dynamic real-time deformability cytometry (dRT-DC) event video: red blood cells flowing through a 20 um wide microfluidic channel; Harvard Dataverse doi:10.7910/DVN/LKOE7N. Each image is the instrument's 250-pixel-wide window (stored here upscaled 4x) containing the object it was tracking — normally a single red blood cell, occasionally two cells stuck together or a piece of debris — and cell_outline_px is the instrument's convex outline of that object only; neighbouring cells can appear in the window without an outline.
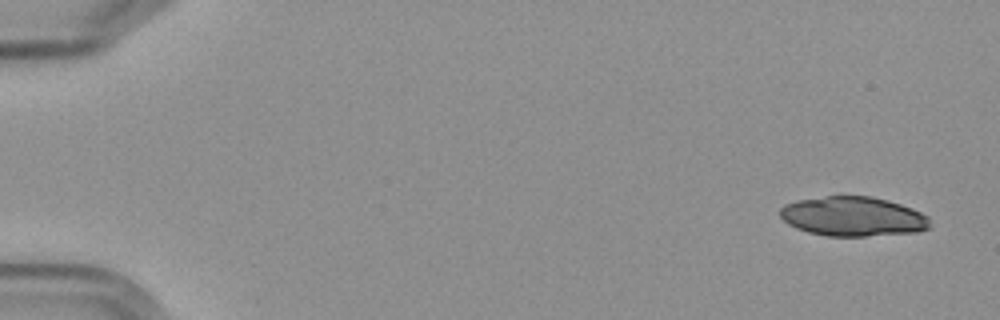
{"species": "Egyptian fruit bat (a non-hibernating species)", "species_latin": "Rousettus aegyptiacus", "temperature_condition": "cold", "stored_images_in_passage": 7, "camera_frame_rate_fps": 3000, "um_per_image_px": 0.085, "frame": {"image": 1, "passage_image": 1, "time_ms": 0.0, "image_size_px": [1000, 320], "cell_outline_px": [[928, 228], [916, 232], [864, 236], [828, 236], [808, 232], [796, 228], [788, 224], [780, 216], [780, 208], [784, 204], [796, 200], [824, 196], [872, 196], [888, 200], [912, 208], [928, 216]], "centroid_in_image_um": [72.46, 18.39], "position_along_channel_um": 12.5, "area_um2": 34.51}}
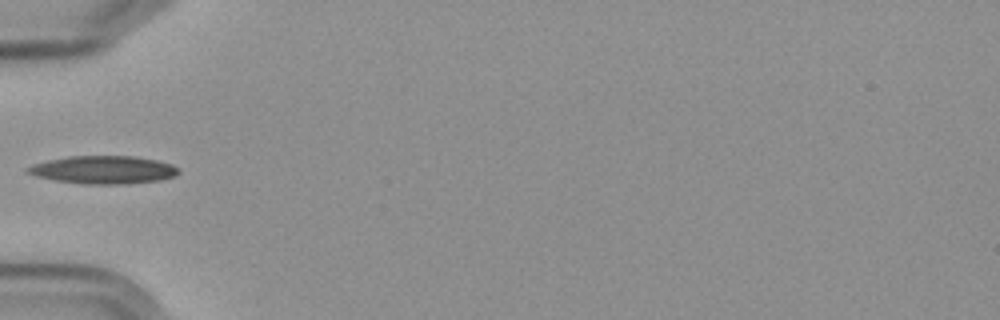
{"frame": {"image": 2, "passage_image": 6, "time_ms": 6.0, "image_size_px": [1000, 320], "cell_outline_px": [[180, 172], [176, 176], [160, 180], [128, 184], [80, 184], [52, 180], [36, 176], [24, 172], [24, 168], [32, 164], [48, 160], [68, 156], [136, 156], [156, 160], [172, 164], [180, 168]], "centroid_in_image_um": [8.77, 14.44], "position_along_channel_um": 76.2, "area_um2": 25.03}}
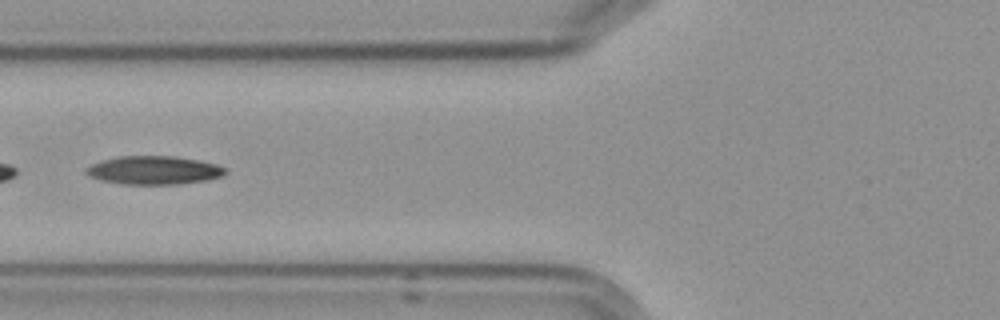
{"frame": {"image": 3, "passage_image": 7, "time_ms": 7.0, "image_size_px": [1000, 320], "cell_outline_px": [[228, 172], [224, 176], [208, 180], [180, 184], [124, 184], [100, 180], [84, 172], [84, 168], [100, 160], [120, 156], [176, 156], [200, 160], [216, 164], [224, 168]], "centroid_in_image_um": [13.1, 14.46], "position_along_channel_um": 112.7, "area_um2": 23.24}}